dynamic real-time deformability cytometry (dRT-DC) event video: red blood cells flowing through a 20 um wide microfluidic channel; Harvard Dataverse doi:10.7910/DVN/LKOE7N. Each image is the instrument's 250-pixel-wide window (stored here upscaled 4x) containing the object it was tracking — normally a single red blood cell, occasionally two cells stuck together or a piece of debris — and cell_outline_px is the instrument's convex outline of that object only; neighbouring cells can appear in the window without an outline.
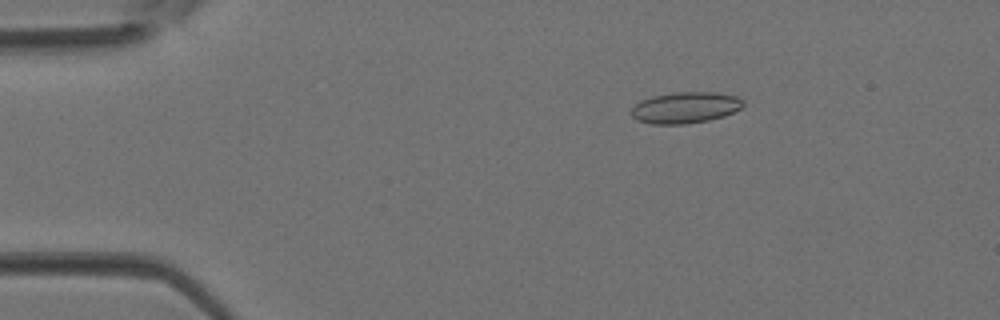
{"species": "Egyptian fruit bat (a non-hibernating species)", "species_latin": "Rousettus aegyptiacus", "temperature_condition": "room temperature", "stored_images_in_passage": 6, "camera_frame_rate_fps": 3000, "um_per_image_px": 0.085, "animal": {"sex": "female"}, "frame": {"image": 1, "passage_image": 2, "time_ms": 0.333, "image_size_px": [1000, 320], "cell_outline_px": [[744, 104], [740, 108], [724, 116], [708, 120], [684, 124], [652, 124], [636, 120], [632, 116], [632, 108], [640, 100], [652, 96], [676, 92], [716, 92], [736, 96], [744, 100]], "centroid_in_image_um": [58.24, 9.14], "position_along_channel_um": 26.8, "area_um2": 20.35}}